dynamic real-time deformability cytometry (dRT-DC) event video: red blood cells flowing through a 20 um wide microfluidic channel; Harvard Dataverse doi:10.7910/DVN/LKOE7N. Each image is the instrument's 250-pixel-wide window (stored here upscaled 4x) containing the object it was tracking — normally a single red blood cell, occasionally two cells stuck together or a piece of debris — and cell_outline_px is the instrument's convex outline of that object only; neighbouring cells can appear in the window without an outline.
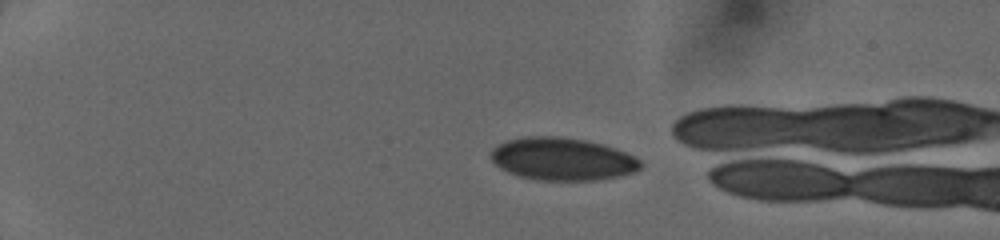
{"species": "human", "species_latin": "Homo sapiens", "temperature_condition": "cold", "stored_images_in_passage": 36, "camera_frame_rate_fps": 3000, "um_per_image_px": 0.085, "donor": {"sex": "female"}, "frame": {"image": 1, "passage_image": 1, "time_ms": 0.0, "image_size_px": [1000, 240], "cell_outline_px": [[644, 164], [636, 172], [620, 176], [596, 180], [536, 180], [520, 176], [508, 172], [500, 168], [488, 156], [492, 148], [508, 140], [524, 136], [560, 136], [584, 140], [604, 144], [616, 148], [640, 160]], "centroid_in_image_um": [47.8, 13.51], "position_along_channel_um": 37.2, "area_um2": 37.4}}
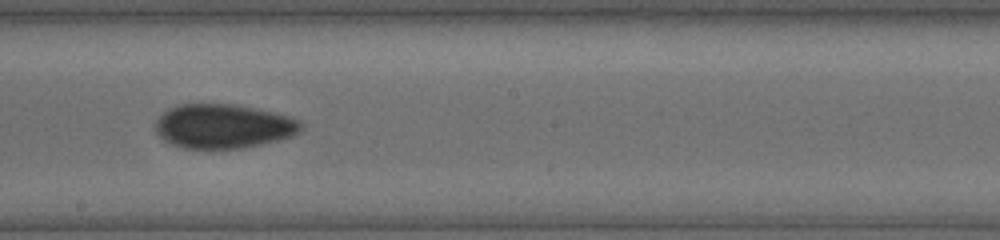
{"frame": {"image": 2, "passage_image": 20, "time_ms": 6.333, "image_size_px": [1000, 240], "cell_outline_px": [[304, 128], [300, 132], [292, 136], [280, 140], [244, 148], [184, 148], [172, 144], [164, 140], [156, 132], [156, 120], [168, 108], [180, 104], [236, 104], [276, 112], [300, 120]], "centroid_in_image_um": [19.03, 10.72], "position_along_channel_um": 229.2, "area_um2": 37.74}}
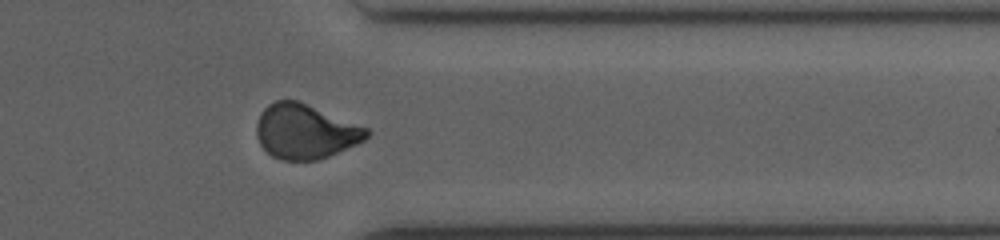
{"frame": {"image": 3, "passage_image": 31, "time_ms": 10.0, "image_size_px": [1000, 240], "cell_outline_px": [[372, 132], [364, 140], [356, 144], [328, 156], [316, 160], [280, 160], [272, 156], [260, 144], [256, 136], [256, 124], [260, 112], [268, 104], [276, 100], [300, 100], [368, 128]], "centroid_in_image_um": [25.93, 11.16], "position_along_channel_um": 385.5, "area_um2": 35.26}}